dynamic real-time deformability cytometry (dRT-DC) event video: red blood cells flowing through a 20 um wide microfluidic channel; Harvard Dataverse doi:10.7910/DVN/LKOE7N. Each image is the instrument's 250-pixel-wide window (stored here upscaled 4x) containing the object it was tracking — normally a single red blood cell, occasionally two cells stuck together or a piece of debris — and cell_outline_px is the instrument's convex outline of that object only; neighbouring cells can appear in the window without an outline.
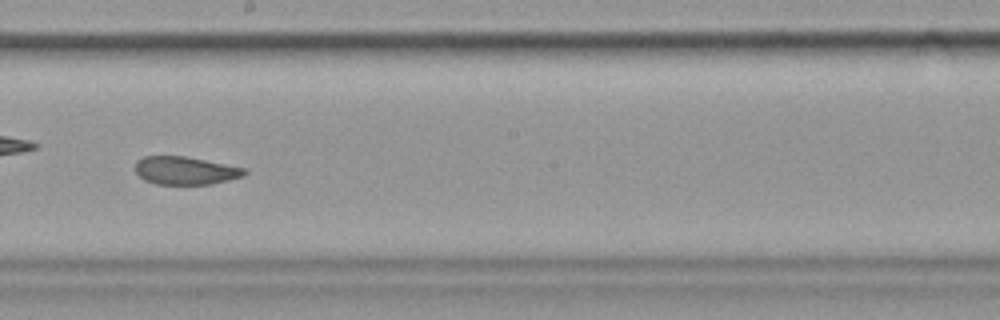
{"species": "common noctule bat (a hibernating species)", "species_latin": "Nyctalus noctula", "temperature_condition": "cold", "stored_images_in_passage": 43, "camera_frame_rate_fps": 3000, "um_per_image_px": 0.085, "animal": {"sex": "female", "body_mass_g": 19.9}, "frame": {"image": 1, "passage_image": 19, "time_ms": 6.0, "image_size_px": [1000, 320], "cell_outline_px": [[248, 172], [244, 176], [212, 184], [156, 184], [144, 180], [136, 172], [136, 160], [144, 156], [184, 156], [244, 168]], "centroid_in_image_um": [15.74, 14.5], "position_along_channel_um": 232.5, "area_um2": 17.69}, "authors_computed_cell_mechanics": {"area_um2": 18.7272, "velocity_mm_per_s": 3.5653, "shape_relaxation_time_tau1_ms": 7.6801, "shape_relaxation_time_tau2_ms": 2.1318, "deformation_change_tau1": 0.1614, "deformation_change_tau2": 0.0735}}